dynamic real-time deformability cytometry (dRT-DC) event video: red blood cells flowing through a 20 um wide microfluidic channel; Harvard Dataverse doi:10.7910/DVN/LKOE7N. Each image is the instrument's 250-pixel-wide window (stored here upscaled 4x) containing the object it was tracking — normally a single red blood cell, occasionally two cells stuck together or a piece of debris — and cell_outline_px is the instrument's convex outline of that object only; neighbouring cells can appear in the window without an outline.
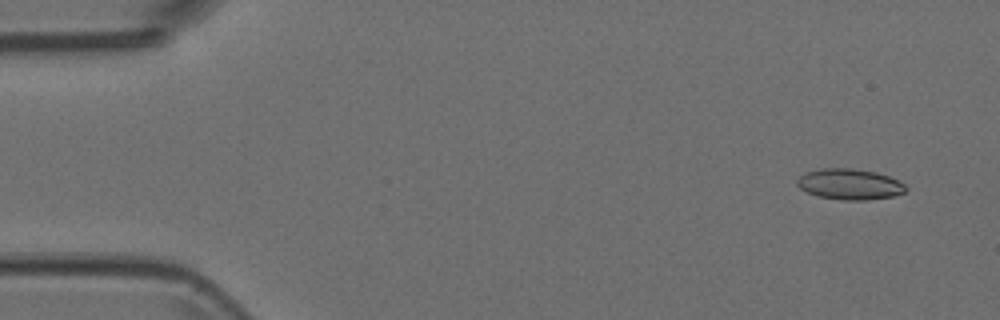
{"species": "Egyptian fruit bat (a non-hibernating species)", "species_latin": "Rousettus aegyptiacus", "temperature_condition": "room temperature", "stored_images_in_passage": 7, "camera_frame_rate_fps": 3000, "um_per_image_px": 0.085, "animal": {"sex": "female"}, "frame": {"image": 1, "passage_image": 1, "time_ms": 0.0, "image_size_px": [1000, 320], "cell_outline_px": [[908, 188], [904, 192], [896, 196], [868, 200], [840, 200], [816, 196], [800, 188], [796, 184], [796, 180], [804, 172], [820, 168], [852, 168], [876, 172], [900, 180]], "centroid_in_image_um": [72.23, 15.66], "position_along_channel_um": 12.8, "area_um2": 19.83}}
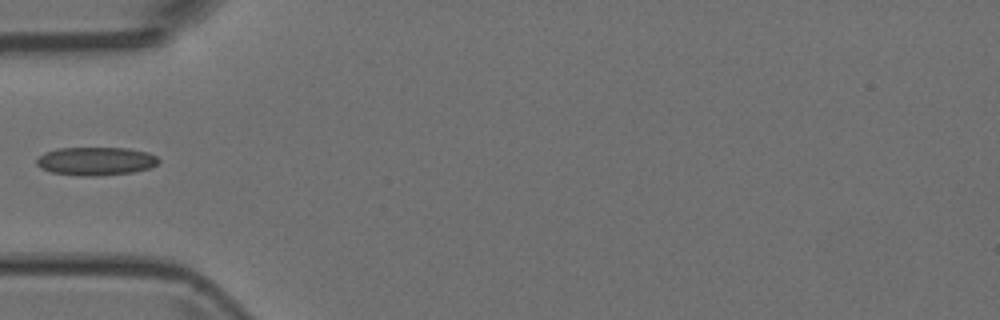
{"frame": {"image": 2, "passage_image": 5, "time_ms": 1.333, "image_size_px": [1000, 320], "cell_outline_px": [[160, 160], [156, 164], [148, 168], [132, 172], [96, 176], [80, 176], [52, 172], [40, 168], [36, 164], [36, 160], [44, 152], [56, 148], [128, 148], [148, 152], [156, 156]], "centroid_in_image_um": [8.12, 13.69], "position_along_channel_um": 76.9, "area_um2": 20.11}}
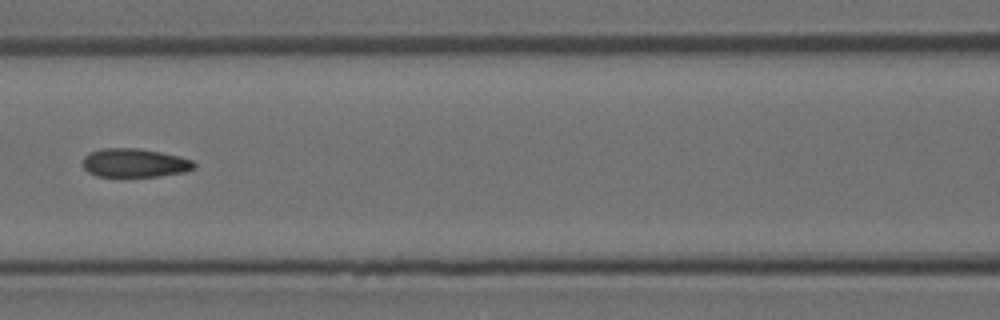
{"frame": {"image": 3, "passage_image": 7, "time_ms": 2.0, "image_size_px": [1000, 320], "cell_outline_px": [[196, 168], [184, 172], [160, 176], [96, 176], [88, 172], [84, 168], [84, 156], [88, 152], [100, 148], [136, 148], [160, 152], [180, 156], [192, 160], [196, 164]], "centroid_in_image_um": [11.45, 13.84], "position_along_channel_um": 155.2, "area_um2": 18.67}}